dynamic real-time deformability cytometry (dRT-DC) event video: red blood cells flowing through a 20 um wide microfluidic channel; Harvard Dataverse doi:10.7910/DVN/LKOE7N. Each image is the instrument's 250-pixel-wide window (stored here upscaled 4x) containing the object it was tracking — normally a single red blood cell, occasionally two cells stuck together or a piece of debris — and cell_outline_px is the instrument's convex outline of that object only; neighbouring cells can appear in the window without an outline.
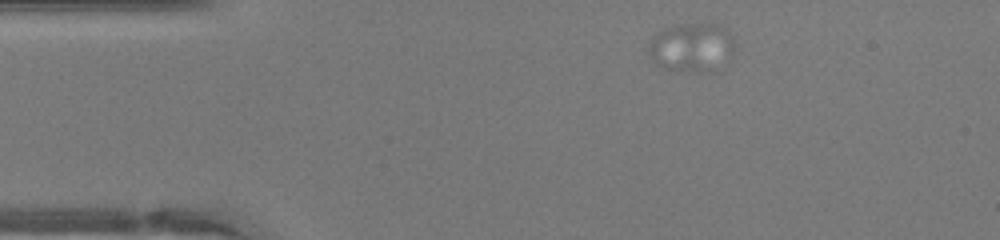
{"species": "human", "species_latin": "Homo sapiens", "temperature_condition": "warm", "stored_images_in_passage": 40, "camera_frame_rate_fps": 3000, "um_per_image_px": 0.085, "donor": {"sex": "female"}, "frame": {"image": 1, "passage_image": 1, "time_ms": 0.0, "image_size_px": [1000, 240], "cell_outline_px": [[732, 56], [712, 72], [696, 72], [664, 68], [656, 64], [648, 56], [648, 48], [656, 32], [664, 28], [684, 24], [716, 24], [724, 28], [732, 36]], "centroid_in_image_um": [58.77, 4.04], "position_along_channel_um": 26.2, "area_um2": 24.33}}
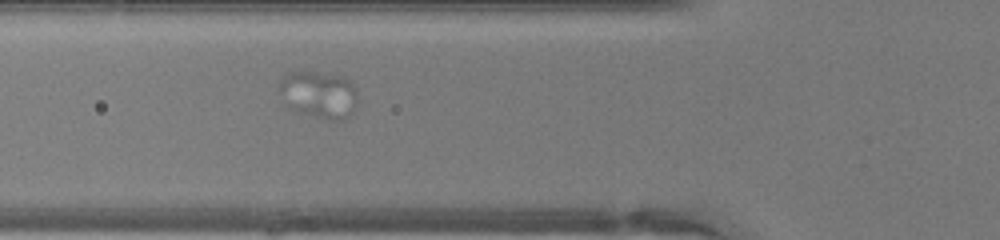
{"frame": {"image": 2, "passage_image": 10, "time_ms": 3.0, "image_size_px": [1000, 240], "cell_outline_px": [[356, 108], [344, 120], [328, 120], [296, 112], [288, 108], [284, 104], [276, 92], [276, 84], [288, 72], [316, 72], [344, 76], [356, 88]], "centroid_in_image_um": [27.02, 8.05], "position_along_channel_um": 98.8, "area_um2": 22.25}}
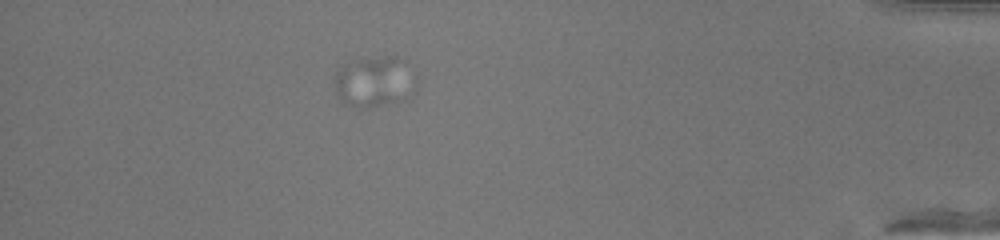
{"frame": {"image": 3, "passage_image": 35, "time_ms": 11.333, "image_size_px": [1000, 240], "cell_outline_px": [[416, 92], [404, 100], [368, 108], [356, 108], [344, 104], [336, 92], [336, 72], [344, 64], [356, 60], [396, 52], [408, 60], [416, 76]], "centroid_in_image_um": [31.94, 6.89], "position_along_channel_um": 403.3, "area_um2": 25.32}}